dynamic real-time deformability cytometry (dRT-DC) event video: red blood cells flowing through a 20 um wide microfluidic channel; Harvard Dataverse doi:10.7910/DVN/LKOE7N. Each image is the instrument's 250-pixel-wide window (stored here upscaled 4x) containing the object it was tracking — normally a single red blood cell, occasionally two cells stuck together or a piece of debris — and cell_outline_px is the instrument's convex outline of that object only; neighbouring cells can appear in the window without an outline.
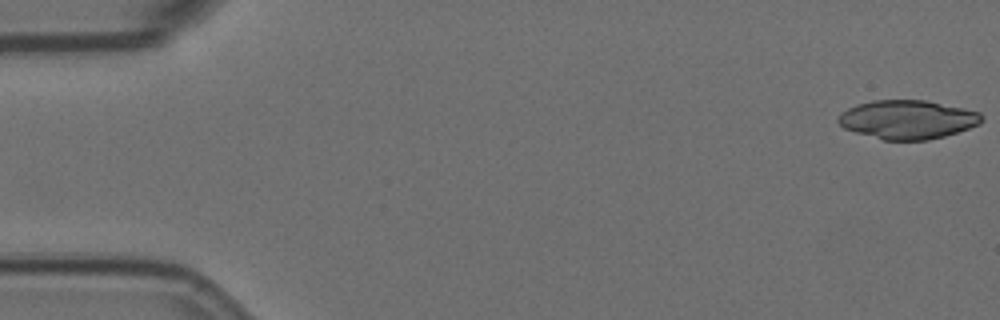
{"species": "Egyptian fruit bat (a non-hibernating species)", "species_latin": "Rousettus aegyptiacus", "temperature_condition": "room temperature", "stored_images_in_passage": 34, "segment_of_instrument_passage": [1, 2], "camera_frame_rate_fps": 3000, "um_per_image_px": 0.085, "animal": {"sex": "female"}, "frame": {"image": 1, "passage_image": 1, "time_ms": 0.0, "image_size_px": [1000, 320], "cell_outline_px": [[984, 120], [980, 124], [944, 136], [928, 140], [884, 140], [856, 132], [844, 128], [836, 120], [840, 112], [856, 104], [872, 100], [924, 100], [964, 108], [980, 112], [984, 116]], "centroid_in_image_um": [77.14, 10.15], "position_along_channel_um": 7.9, "area_um2": 32.48}}